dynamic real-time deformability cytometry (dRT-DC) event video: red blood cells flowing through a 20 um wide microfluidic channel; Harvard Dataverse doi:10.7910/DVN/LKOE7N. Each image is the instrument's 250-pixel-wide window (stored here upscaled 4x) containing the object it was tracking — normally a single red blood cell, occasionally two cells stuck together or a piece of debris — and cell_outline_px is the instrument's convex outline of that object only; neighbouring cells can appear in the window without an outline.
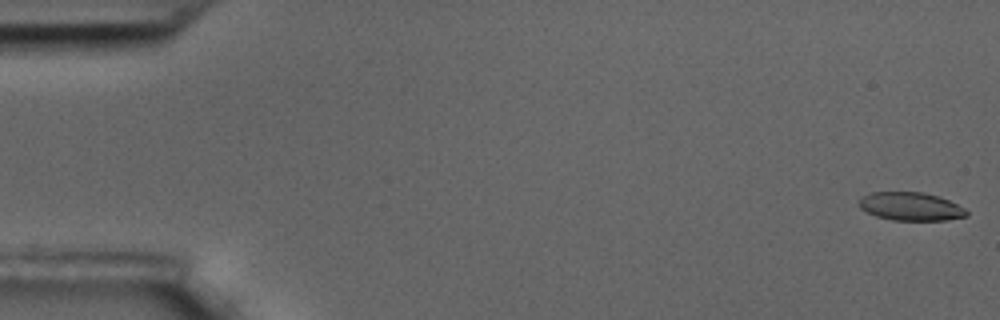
{"species": "common noctule bat (a hibernating species)", "species_latin": "Nyctalus noctula", "temperature_condition": "room temperature", "stored_images_in_passage": 60, "camera_frame_rate_fps": 3000, "um_per_image_px": 0.085, "animal": {"sex": "male", "body_mass_g": 17.5, "forearm_length_mm": 52.3}, "frame": {"image": 1, "passage_image": 1, "time_ms": 0.0, "image_size_px": [1000, 320], "cell_outline_px": [[968, 216], [948, 220], [892, 220], [876, 216], [860, 208], [860, 200], [864, 196], [872, 192], [924, 192], [940, 196], [964, 208], [968, 212]], "centroid_in_image_um": [77.45, 17.55], "position_along_channel_um": 7.5, "area_um2": 17.63}}
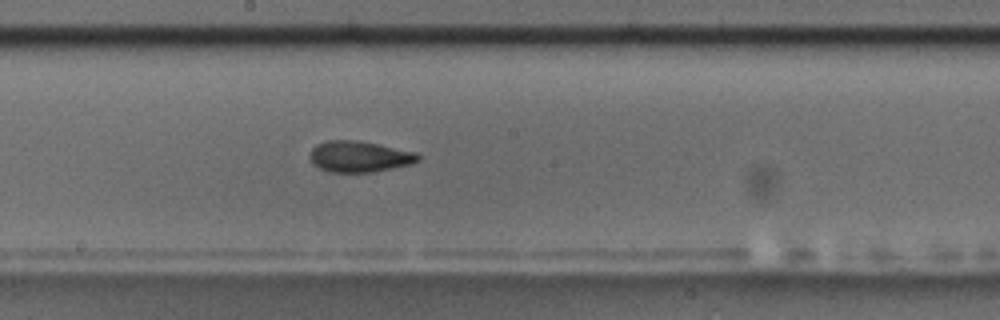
{"frame": {"image": 2, "passage_image": 32, "time_ms": 10.333, "image_size_px": [1000, 320], "cell_outline_px": [[420, 160], [412, 164], [372, 172], [328, 172], [312, 164], [308, 156], [312, 148], [316, 144], [328, 140], [356, 140], [416, 152], [420, 156]], "centroid_in_image_um": [30.51, 13.31], "position_along_channel_um": 217.7, "area_um2": 19.65}}
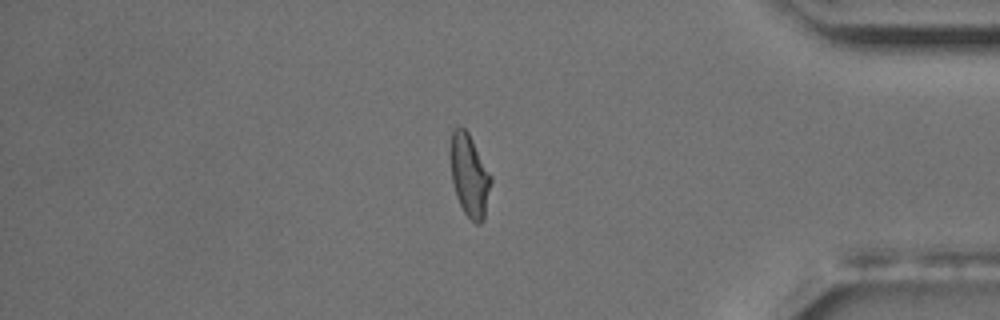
{"frame": {"image": 3, "passage_image": 50, "time_ms": 16.333, "image_size_px": [1000, 320], "cell_outline_px": [[492, 180], [484, 220], [480, 224], [476, 224], [464, 212], [456, 196], [452, 180], [452, 132], [456, 128], [464, 128], [468, 132], [492, 176]], "centroid_in_image_um": [39.95, 14.97], "position_along_channel_um": 395.3, "area_um2": 18.96}, "authors_computed_cell_mechanics": {"area_um2": 19.3052, "velocity_mm_per_s": 3.4428, "shape_relaxation_time_tau1_ms": 9.8453, "shape_relaxation_time_tau2_ms": 2.1817, "deformation_change_tau1": 0.2159, "deformation_change_tau2": 0.0869}}